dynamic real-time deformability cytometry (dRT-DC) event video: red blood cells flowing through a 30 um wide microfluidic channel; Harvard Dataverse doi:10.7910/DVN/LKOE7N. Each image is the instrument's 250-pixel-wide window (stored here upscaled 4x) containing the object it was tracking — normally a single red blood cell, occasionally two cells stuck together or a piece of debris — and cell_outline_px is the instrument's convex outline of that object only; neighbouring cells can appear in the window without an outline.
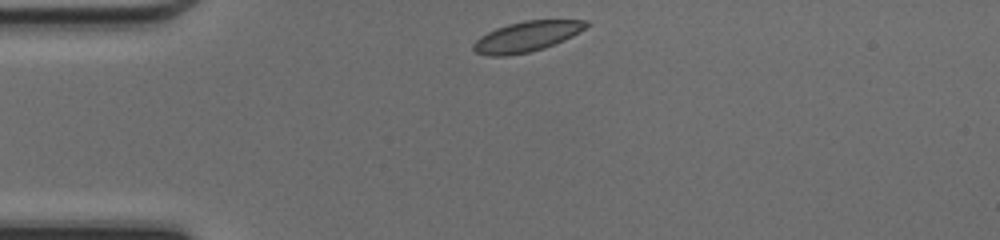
{"species": "common noctule bat (a hibernating species)", "species_latin": "Nyctalus noctula", "temperature_condition": "cold", "stored_images_in_passage": 38, "camera_frame_rate_fps": 3000, "um_per_image_px": 0.085, "animal": {"sex": "female", "body_mass_g": 17.0, "forearm_length_mm": 48.0}, "frame": {"image": 1, "passage_image": 1, "time_ms": 0.0, "image_size_px": [1000, 240], "cell_outline_px": [[588, 24], [584, 28], [572, 36], [564, 40], [544, 48], [528, 52], [508, 56], [488, 56], [476, 52], [472, 48], [472, 44], [480, 36], [496, 28], [508, 24], [524, 20], [588, 20]], "centroid_in_image_um": [44.73, 3.11], "position_along_channel_um": 40.3, "area_um2": 19.83}}
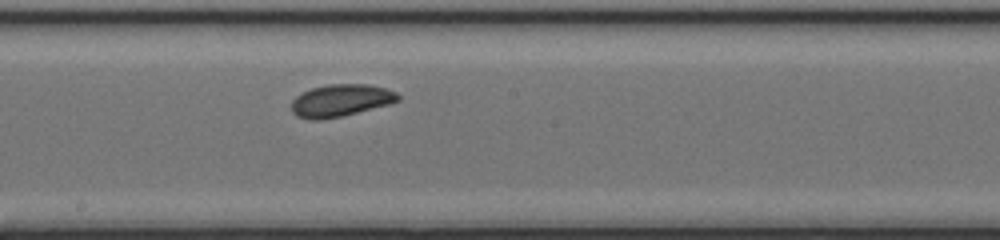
{"frame": {"image": 2, "passage_image": 16, "time_ms": 5.0, "image_size_px": [1000, 240], "cell_outline_px": [[400, 100], [388, 104], [340, 116], [320, 120], [312, 120], [296, 116], [292, 112], [292, 100], [296, 96], [312, 88], [328, 84], [368, 84], [384, 88], [396, 92], [400, 96]], "centroid_in_image_um": [28.94, 8.53], "position_along_channel_um": 219.3, "area_um2": 19.77}}
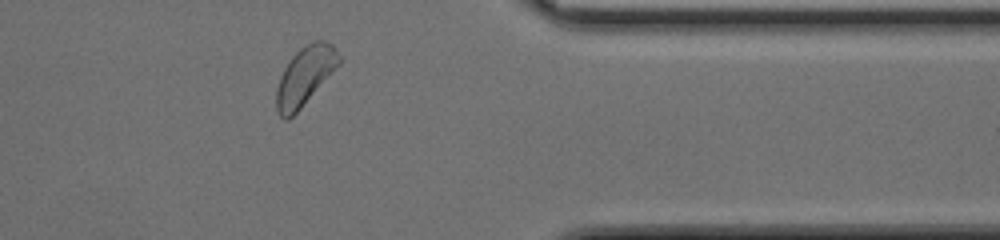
{"frame": {"image": 3, "passage_image": 29, "time_ms": 9.333, "image_size_px": [1000, 240], "cell_outline_px": [[340, 64], [300, 108], [288, 120], [284, 120], [280, 116], [276, 108], [276, 88], [280, 76], [284, 68], [292, 56], [300, 48], [312, 40], [324, 40], [332, 44], [340, 56]], "centroid_in_image_um": [25.91, 6.44], "position_along_channel_um": 385.5, "area_um2": 21.21}, "authors_computed_cell_mechanics": {"area_um2": 20.1722, "velocity_mm_per_s": 4.1953, "shape_relaxation_time_tau1_ms": 1.8403, "shape_relaxation_time_tau2_ms": null, "deformation_change_tau1": 0.0653, "deformation_change_tau2": null}}